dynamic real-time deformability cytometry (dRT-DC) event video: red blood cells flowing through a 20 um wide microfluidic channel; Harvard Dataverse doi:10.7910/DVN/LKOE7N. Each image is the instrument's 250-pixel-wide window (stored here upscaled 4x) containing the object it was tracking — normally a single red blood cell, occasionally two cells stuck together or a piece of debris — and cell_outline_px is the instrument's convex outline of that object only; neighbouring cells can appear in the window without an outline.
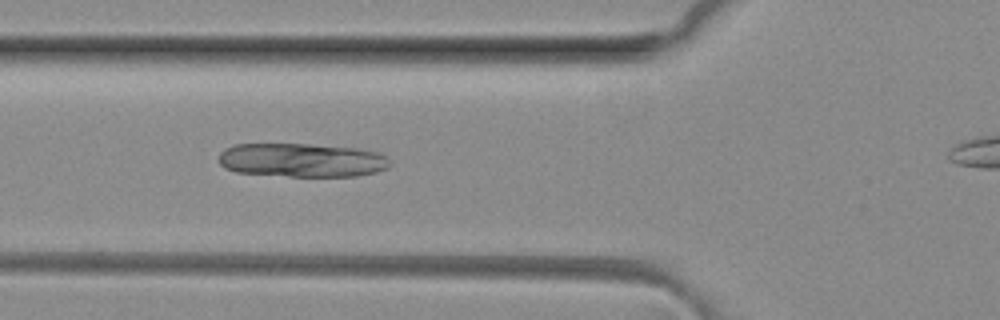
{"species": "common noctule bat (a hibernating species)", "species_latin": "Nyctalus noctula", "temperature_condition": "room temperature", "stored_images_in_passage": 4, "camera_frame_rate_fps": 3000, "um_per_image_px": 0.085, "animal": {"sex": "female", "body_mass_g": 29.2, "forearm_length_mm": 56.3}, "frame": {"image": 1, "passage_image": 3, "time_ms": 0.667, "image_size_px": [1000, 320], "cell_outline_px": [[392, 164], [388, 168], [376, 172], [356, 176], [288, 176], [236, 172], [224, 168], [216, 160], [220, 152], [224, 148], [236, 144], [308, 144], [356, 148], [376, 152], [384, 156]], "centroid_in_image_um": [25.61, 13.61], "position_along_channel_um": 100.2, "area_um2": 33.87}}